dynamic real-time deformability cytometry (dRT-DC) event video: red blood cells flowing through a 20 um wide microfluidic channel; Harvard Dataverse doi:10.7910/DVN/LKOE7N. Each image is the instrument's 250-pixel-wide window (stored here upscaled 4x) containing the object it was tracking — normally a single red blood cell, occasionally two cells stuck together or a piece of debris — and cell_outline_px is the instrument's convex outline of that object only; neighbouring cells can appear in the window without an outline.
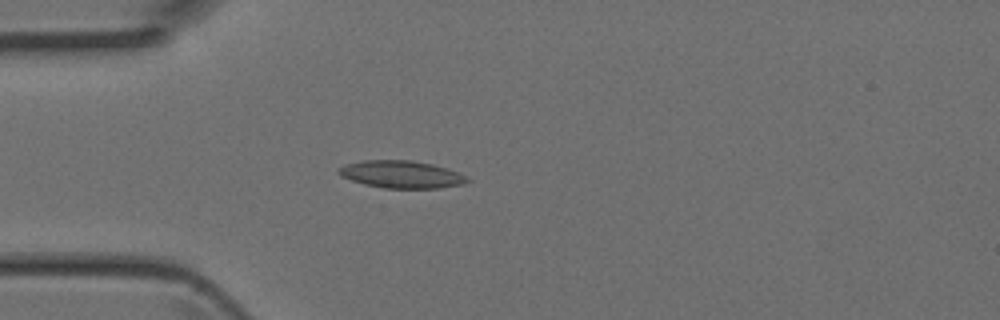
{"species": "Egyptian fruit bat (a non-hibernating species)", "species_latin": "Rousettus aegyptiacus", "temperature_condition": "room temperature", "stored_images_in_passage": 2, "camera_frame_rate_fps": 3000, "um_per_image_px": 0.085, "animal": {"sex": "female"}, "frame": {"image": 1, "passage_image": 2, "time_ms": 0.333, "image_size_px": [1000, 320], "cell_outline_px": [[472, 180], [464, 184], [440, 188], [384, 188], [364, 184], [340, 176], [336, 172], [336, 168], [344, 164], [364, 160], [412, 160], [432, 164], [448, 168]], "centroid_in_image_um": [34.08, 14.82], "position_along_channel_um": 50.9, "area_um2": 20.69}}